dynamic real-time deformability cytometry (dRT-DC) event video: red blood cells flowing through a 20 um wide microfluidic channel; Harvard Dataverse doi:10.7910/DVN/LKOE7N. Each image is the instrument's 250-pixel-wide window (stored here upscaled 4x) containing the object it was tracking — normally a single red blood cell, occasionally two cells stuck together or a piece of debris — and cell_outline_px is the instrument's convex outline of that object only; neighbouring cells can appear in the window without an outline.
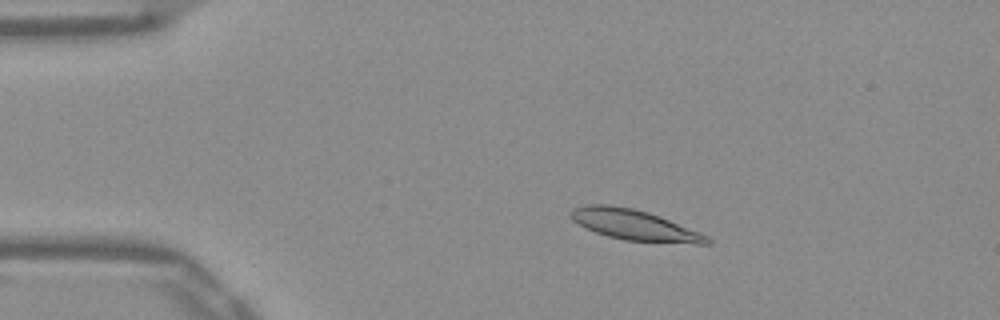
{"species": "Egyptian fruit bat (a non-hibernating species)", "species_latin": "Rousettus aegyptiacus", "temperature_condition": "warm", "stored_images_in_passage": 52, "camera_frame_rate_fps": 3000, "um_per_image_px": 0.085, "frame": {"image": 1, "passage_image": 10, "time_ms": 3.0, "image_size_px": [1000, 320], "cell_outline_px": [[712, 244], [696, 244], [624, 240], [608, 236], [584, 228], [572, 220], [568, 212], [572, 208], [584, 204], [608, 204], [632, 208], [648, 212], [660, 216], [700, 232], [708, 236], [712, 240]], "centroid_in_image_um": [53.91, 19.12], "position_along_channel_um": 31.1, "area_um2": 24.51}}
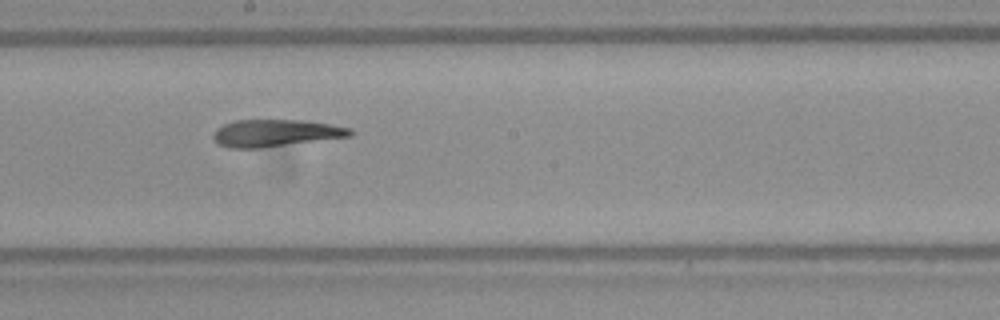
{"frame": {"image": 2, "passage_image": 29, "time_ms": 9.333, "image_size_px": [1000, 320], "cell_outline_px": [[352, 136], [260, 148], [232, 148], [220, 144], [212, 136], [216, 128], [224, 124], [236, 120], [304, 120], [352, 128]], "centroid_in_image_um": [23.43, 11.3], "position_along_channel_um": 224.8, "area_um2": 21.44}}
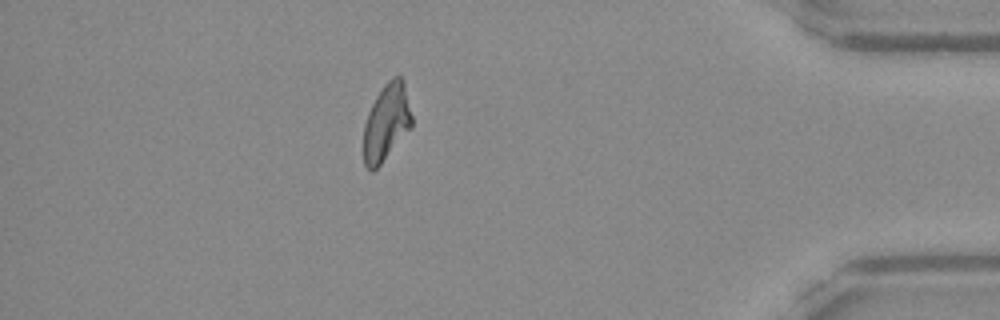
{"frame": {"image": 3, "passage_image": 46, "time_ms": 15.0, "image_size_px": [1000, 320], "cell_outline_px": [[412, 128], [380, 164], [372, 172], [364, 164], [364, 124], [368, 112], [376, 96], [384, 84], [392, 76], [400, 76], [404, 80], [412, 116]], "centroid_in_image_um": [32.86, 10.38], "position_along_channel_um": 402.3, "area_um2": 21.62}, "authors_computed_cell_mechanics": {"area_um2": 22.5709, "velocity_mm_per_s": 3.8834, "shape_relaxation_time_tau1_ms": null, "shape_relaxation_time_tau2_ms": 2.8075, "deformation_change_tau1": null, "deformation_change_tau2": 0.1119}}